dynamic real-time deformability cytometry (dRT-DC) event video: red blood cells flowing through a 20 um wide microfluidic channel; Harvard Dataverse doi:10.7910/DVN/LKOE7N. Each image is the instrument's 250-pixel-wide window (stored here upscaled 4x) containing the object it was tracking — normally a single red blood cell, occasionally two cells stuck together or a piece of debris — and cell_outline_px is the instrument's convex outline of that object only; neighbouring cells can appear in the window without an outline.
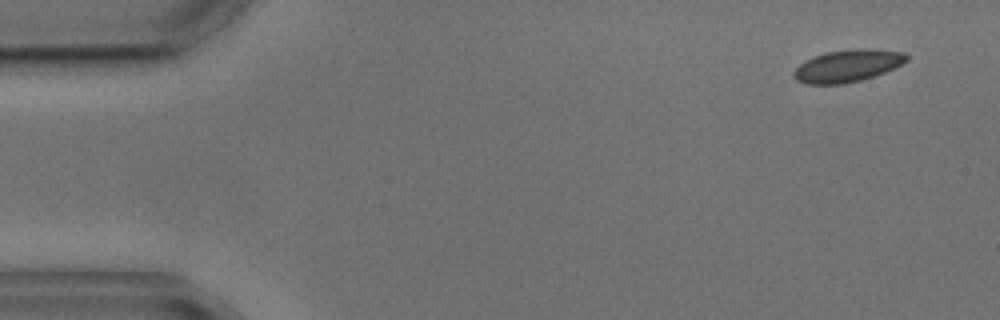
{"species": "common noctule bat (a hibernating species)", "species_latin": "Nyctalus noctula", "temperature_condition": "cold", "stored_images_in_passage": 7, "camera_frame_rate_fps": 3000, "um_per_image_px": 0.085, "animal": {"sex": "male", "body_mass_g": 17.9, "forearm_length_mm": 54.2}, "frame": {"image": 1, "passage_image": 1, "time_ms": 0.0, "image_size_px": [1000, 320], "cell_outline_px": [[908, 60], [884, 72], [860, 80], [844, 84], [808, 84], [796, 80], [792, 76], [792, 72], [800, 64], [816, 56], [828, 52], [860, 48], [868, 48], [904, 52], [908, 56]], "centroid_in_image_um": [72.03, 5.6], "position_along_channel_um": 13.0, "area_um2": 20.87}}
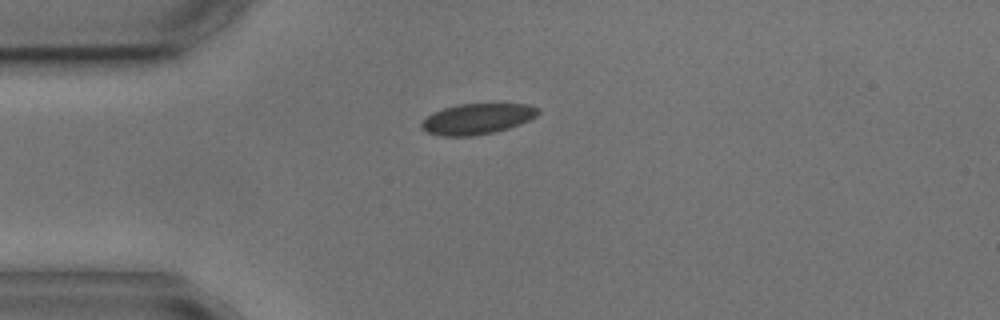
{"frame": {"image": 2, "passage_image": 4, "time_ms": 3.333, "image_size_px": [1000, 320], "cell_outline_px": [[540, 112], [536, 116], [520, 124], [508, 128], [492, 132], [472, 136], [440, 136], [428, 132], [420, 128], [420, 124], [432, 112], [456, 104], [528, 104], [540, 108]], "centroid_in_image_um": [40.55, 10.1], "position_along_channel_um": 44.4, "area_um2": 20.81}}
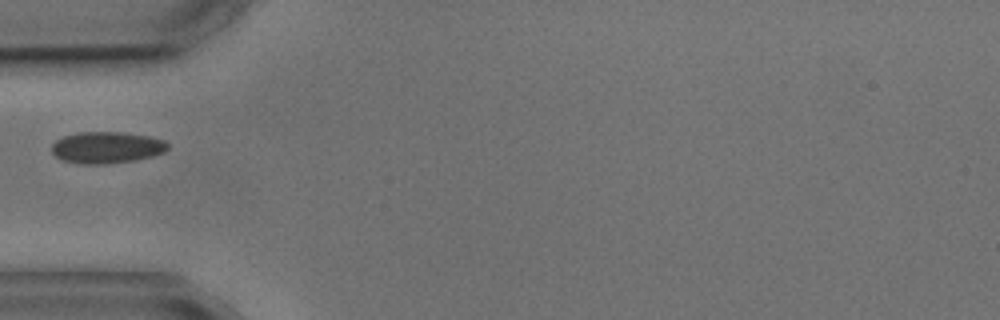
{"frame": {"image": 3, "passage_image": 5, "time_ms": 4.667, "image_size_px": [1000, 320], "cell_outline_px": [[168, 148], [164, 152], [152, 156], [136, 160], [108, 164], [80, 164], [64, 160], [56, 156], [52, 152], [52, 144], [56, 140], [64, 136], [80, 132], [124, 132], [148, 136], [164, 140], [168, 144]], "centroid_in_image_um": [9.08, 12.54], "position_along_channel_um": 75.9, "area_um2": 21.39}}